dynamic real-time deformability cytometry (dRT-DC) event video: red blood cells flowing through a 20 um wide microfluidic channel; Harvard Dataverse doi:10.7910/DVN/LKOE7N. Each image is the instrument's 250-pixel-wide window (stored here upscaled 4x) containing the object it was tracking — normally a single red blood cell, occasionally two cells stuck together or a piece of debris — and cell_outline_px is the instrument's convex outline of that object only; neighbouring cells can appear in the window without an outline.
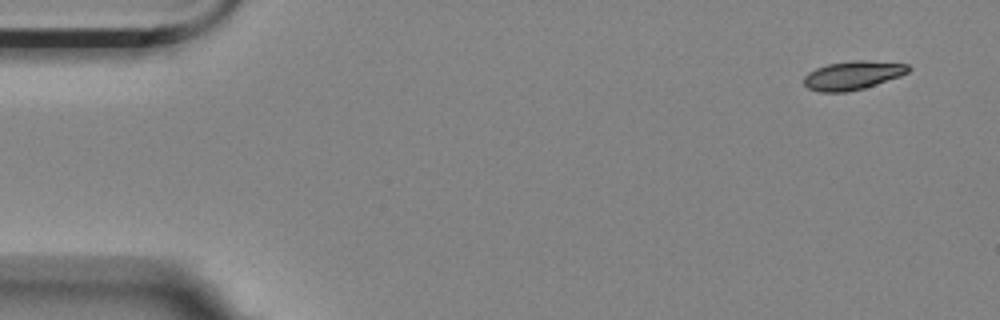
{"species": "Egyptian fruit bat (a non-hibernating species)", "species_latin": "Rousettus aegyptiacus", "temperature_condition": "room temperature", "stored_images_in_passage": 4, "camera_frame_rate_fps": 3000, "um_per_image_px": 0.085, "animal": {"sex": "female"}, "frame": {"image": 1, "passage_image": 1, "time_ms": 0.0, "image_size_px": [1000, 320], "cell_outline_px": [[912, 68], [908, 72], [900, 76], [864, 88], [848, 92], [820, 92], [808, 88], [804, 84], [804, 76], [808, 72], [816, 68], [828, 64], [852, 60], [864, 60], [908, 64]], "centroid_in_image_um": [72.48, 6.4], "position_along_channel_um": 12.5, "area_um2": 17.46}}
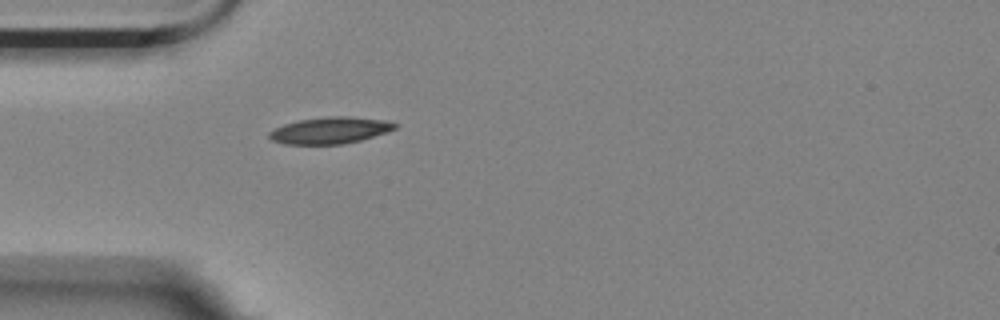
{"frame": {"image": 2, "passage_image": 4, "time_ms": 1.0, "image_size_px": [1000, 320], "cell_outline_px": [[400, 124], [396, 128], [388, 132], [360, 140], [344, 144], [284, 144], [272, 140], [268, 136], [268, 132], [284, 124], [300, 120], [328, 116], [348, 116], [388, 120]], "centroid_in_image_um": [28.1, 11.07], "position_along_channel_um": 56.9, "area_um2": 19.59}}